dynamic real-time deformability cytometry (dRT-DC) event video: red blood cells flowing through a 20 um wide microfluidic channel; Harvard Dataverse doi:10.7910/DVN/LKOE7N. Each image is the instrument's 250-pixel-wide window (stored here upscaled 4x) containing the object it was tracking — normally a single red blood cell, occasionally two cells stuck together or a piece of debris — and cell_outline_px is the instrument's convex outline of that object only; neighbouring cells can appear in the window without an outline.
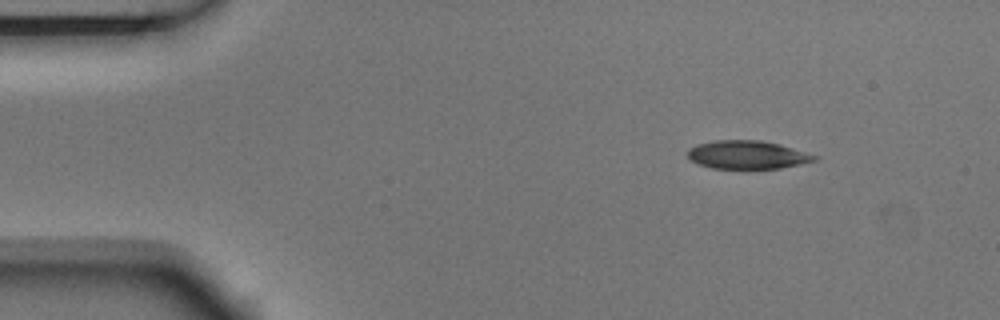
{"species": "Egyptian fruit bat (a non-hibernating species)", "species_latin": "Rousettus aegyptiacus", "temperature_condition": "room temperature", "stored_images_in_passage": 3, "camera_frame_rate_fps": 3000, "um_per_image_px": 0.085, "animal": {"sex": "male"}, "frame": {"image": 1, "passage_image": 1, "time_ms": 0.0, "image_size_px": [1000, 320], "cell_outline_px": [[820, 156], [816, 160], [800, 164], [780, 168], [744, 172], [712, 168], [696, 164], [688, 156], [688, 148], [696, 144], [712, 140], [760, 140], [780, 144]], "centroid_in_image_um": [63.5, 13.2], "position_along_channel_um": 21.5, "area_um2": 21.96}}